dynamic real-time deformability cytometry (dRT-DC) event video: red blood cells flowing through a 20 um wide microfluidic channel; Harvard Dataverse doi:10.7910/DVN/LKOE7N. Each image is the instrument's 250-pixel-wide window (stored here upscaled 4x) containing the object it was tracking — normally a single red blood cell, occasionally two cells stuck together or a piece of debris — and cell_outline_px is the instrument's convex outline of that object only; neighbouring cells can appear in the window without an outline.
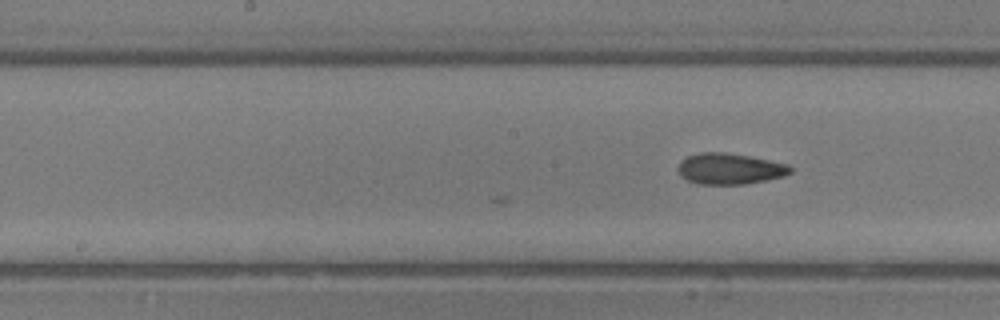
{"species": "common noctule bat (a hibernating species)", "species_latin": "Nyctalus noctula", "temperature_condition": "room temperature", "stored_images_in_passage": 9, "camera_frame_rate_fps": 3000, "um_per_image_px": 0.085, "animal": {"sex": "male", "body_mass_g": 13.3}, "frame": {"image": 1, "passage_image": 9, "time_ms": 2.667, "image_size_px": [1000, 320], "cell_outline_px": [[792, 172], [784, 176], [744, 184], [696, 184], [680, 176], [676, 168], [680, 160], [688, 156], [700, 152], [724, 152], [748, 156], [788, 164], [792, 168]], "centroid_in_image_um": [61.98, 14.34], "position_along_channel_um": 186.2, "area_um2": 20.35}}